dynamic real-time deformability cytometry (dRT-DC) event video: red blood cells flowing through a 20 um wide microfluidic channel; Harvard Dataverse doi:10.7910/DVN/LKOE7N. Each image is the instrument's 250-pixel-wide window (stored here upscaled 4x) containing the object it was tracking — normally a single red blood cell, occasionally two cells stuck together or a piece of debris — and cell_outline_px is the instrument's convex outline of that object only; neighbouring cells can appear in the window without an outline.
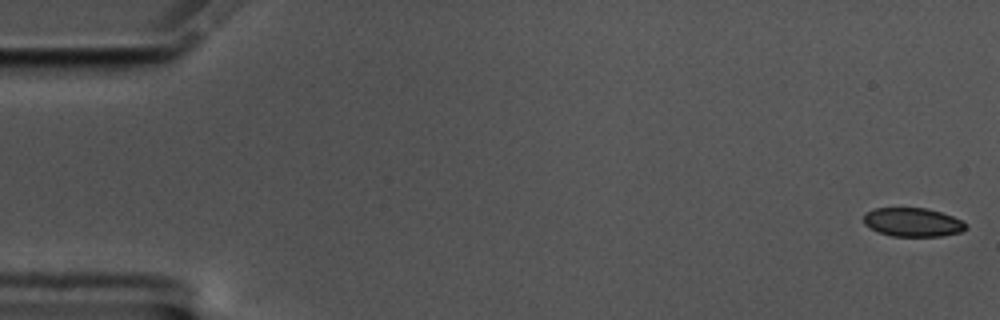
{"species": "common noctule bat (a hibernating species)", "species_latin": "Nyctalus noctula", "temperature_condition": "cold", "stored_images_in_passage": 58, "camera_frame_rate_fps": 3000, "um_per_image_px": 0.085, "animal": {"sex": "male", "body_mass_g": 17.5, "forearm_length_mm": 52.3}, "frame": {"image": 1, "passage_image": 1, "time_ms": 0.0, "image_size_px": [1000, 320], "cell_outline_px": [[968, 228], [960, 232], [940, 236], [892, 236], [880, 232], [864, 224], [864, 212], [872, 208], [924, 208], [940, 212], [964, 220], [968, 224]], "centroid_in_image_um": [77.6, 18.88], "position_along_channel_um": 7.4, "area_um2": 17.17}}
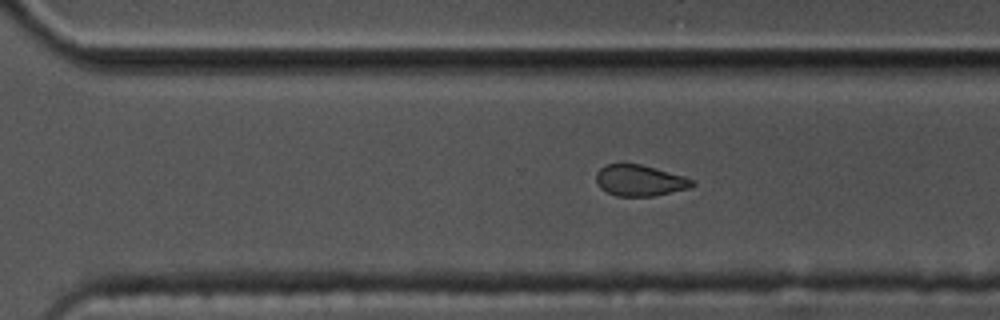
{"frame": {"image": 2, "passage_image": 40, "time_ms": 13.0, "image_size_px": [1000, 320], "cell_outline_px": [[696, 184], [692, 188], [652, 196], [616, 196], [600, 188], [596, 184], [596, 172], [600, 168], [608, 164], [624, 160], [640, 164], [684, 176], [692, 180]], "centroid_in_image_um": [54.34, 15.31], "position_along_channel_um": 316.3, "area_um2": 17.86}}
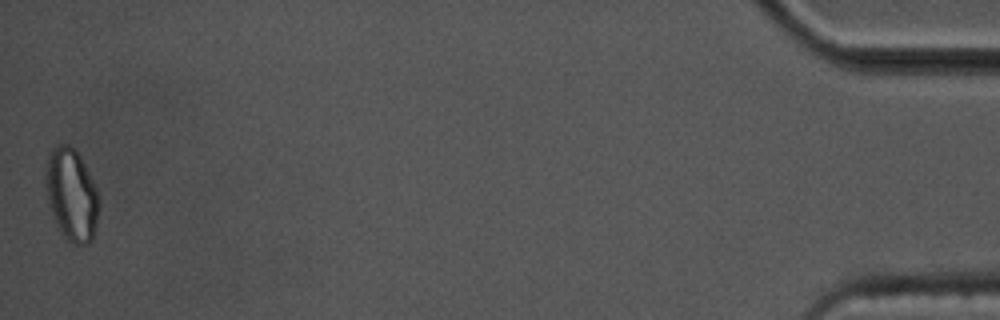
{"frame": {"image": 3, "passage_image": 58, "time_ms": 19.0, "image_size_px": [1000, 320], "cell_outline_px": [[100, 200], [96, 224], [92, 240], [88, 244], [76, 244], [68, 240], [60, 232], [56, 224], [44, 188], [44, 168], [48, 152], [52, 148], [60, 144], [68, 144], [76, 148], [96, 188]], "centroid_in_image_um": [6.05, 16.5], "position_along_channel_um": 429.2, "area_um2": 29.02}, "authors_computed_cell_mechanics": {"area_um2": 18.5827, "velocity_mm_per_s": 3.4544, "shape_relaxation_time_tau1_ms": 7.2421, "shape_relaxation_time_tau2_ms": 3.0586, "deformation_change_tau1": 0.1088, "deformation_change_tau2": 0.0673}}